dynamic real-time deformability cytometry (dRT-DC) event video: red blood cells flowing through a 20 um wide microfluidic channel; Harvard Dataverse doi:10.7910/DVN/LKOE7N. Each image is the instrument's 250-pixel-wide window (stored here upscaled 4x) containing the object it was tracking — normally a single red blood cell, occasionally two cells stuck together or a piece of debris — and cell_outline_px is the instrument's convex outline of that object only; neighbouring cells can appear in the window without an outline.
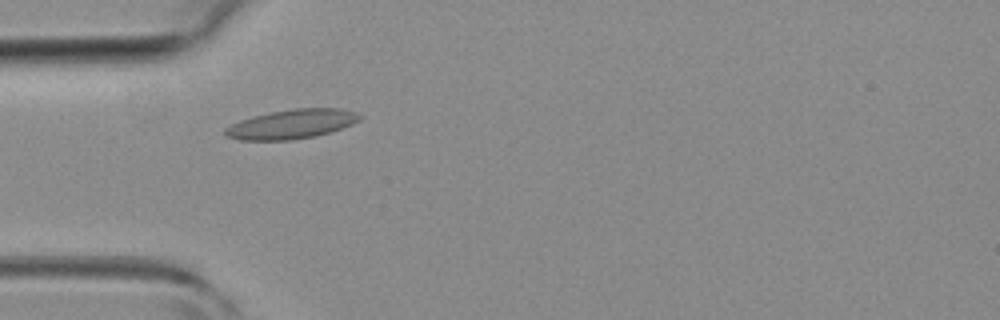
{"species": "common noctule bat (a hibernating species)", "species_latin": "Nyctalus noctula", "temperature_condition": "room temperature", "stored_images_in_passage": 2, "camera_frame_rate_fps": 3000, "um_per_image_px": 0.085, "animal": {"sex": "female", "body_mass_g": 19.3, "forearm_length_mm": 54.1}, "frame": {"image": 1, "passage_image": 1, "time_ms": 0.0, "image_size_px": [1000, 320], "cell_outline_px": [[364, 116], [360, 120], [352, 124], [316, 136], [292, 140], [240, 140], [224, 136], [224, 128], [240, 120], [252, 116], [268, 112], [292, 108], [340, 108], [356, 112]], "centroid_in_image_um": [24.77, 10.54], "position_along_channel_um": 60.2, "area_um2": 23.18}}
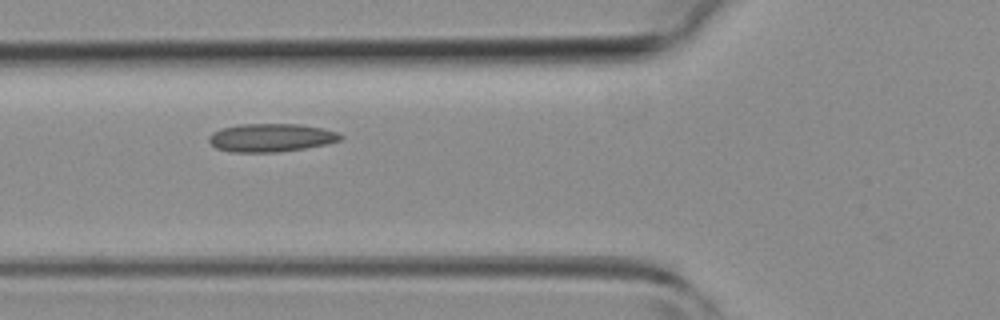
{"frame": {"image": 2, "passage_image": 2, "time_ms": 1.0, "image_size_px": [1000, 320], "cell_outline_px": [[344, 136], [340, 140], [328, 144], [304, 148], [276, 152], [232, 152], [216, 148], [208, 140], [208, 136], [212, 132], [220, 128], [236, 124], [300, 124], [324, 128], [340, 132]], "centroid_in_image_um": [23.05, 11.69], "position_along_channel_um": 102.8, "area_um2": 21.91}}